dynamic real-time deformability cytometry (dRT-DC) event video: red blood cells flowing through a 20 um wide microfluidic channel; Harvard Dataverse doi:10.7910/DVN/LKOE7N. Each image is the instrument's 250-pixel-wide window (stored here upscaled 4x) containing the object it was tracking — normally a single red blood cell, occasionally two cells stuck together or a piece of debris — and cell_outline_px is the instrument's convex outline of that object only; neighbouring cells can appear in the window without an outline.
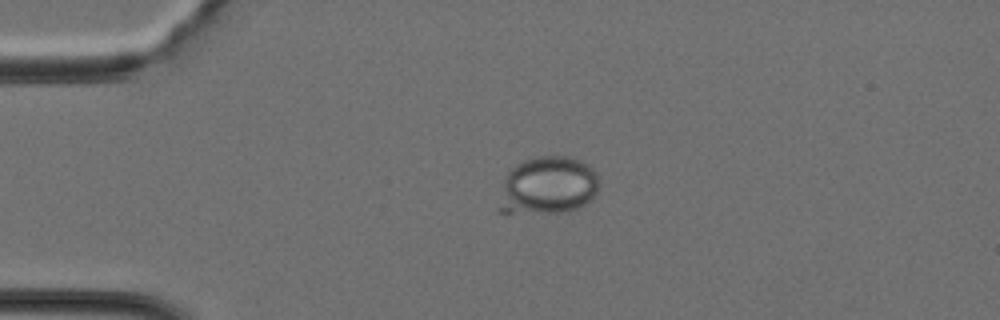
{"species": "Egyptian fruit bat (a non-hibernating species)", "species_latin": "Rousettus aegyptiacus", "temperature_condition": "cold", "stored_images_in_passage": 9, "camera_frame_rate_fps": 3000, "um_per_image_px": 0.085, "animal": {"sex": "female"}, "frame": {"image": 1, "passage_image": 2, "time_ms": 0.333, "image_size_px": [1000, 320], "cell_outline_px": [[600, 184], [596, 192], [580, 208], [568, 212], [496, 212], [496, 208], [504, 176], [512, 168], [524, 160], [540, 156], [568, 156], [580, 160], [588, 164], [596, 172]], "centroid_in_image_um": [46.55, 15.77], "position_along_channel_um": 38.5, "area_um2": 34.04}}